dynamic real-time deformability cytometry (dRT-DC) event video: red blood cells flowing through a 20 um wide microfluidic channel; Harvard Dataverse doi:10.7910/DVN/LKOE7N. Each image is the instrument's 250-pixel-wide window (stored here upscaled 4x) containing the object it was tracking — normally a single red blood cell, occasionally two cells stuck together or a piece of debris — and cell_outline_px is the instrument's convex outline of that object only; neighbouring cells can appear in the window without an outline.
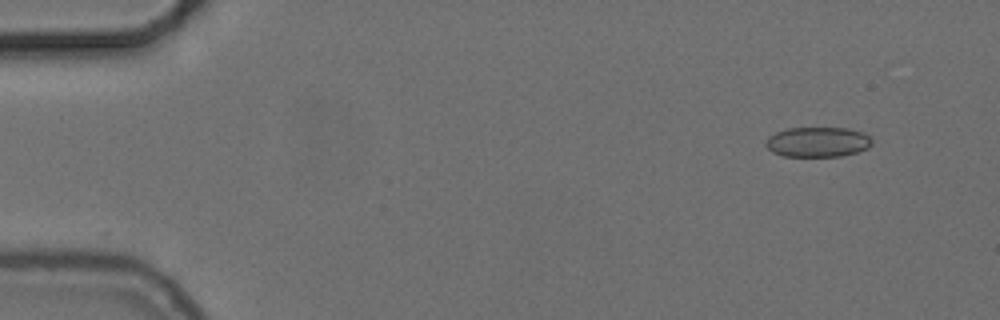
{"species": "common noctule bat (a hibernating species)", "species_latin": "Nyctalus noctula", "temperature_condition": "cold", "stored_images_in_passage": 55, "camera_frame_rate_fps": 3000, "um_per_image_px": 0.085, "animal": {"sex": "female", "body_mass_g": 24.6, "forearm_length_mm": 56.2}, "frame": {"image": 1, "passage_image": 5, "time_ms": 1.333, "image_size_px": [1000, 320], "cell_outline_px": [[872, 144], [868, 148], [856, 152], [840, 156], [784, 156], [772, 152], [764, 144], [764, 140], [768, 136], [776, 132], [788, 128], [848, 128], [864, 132], [872, 140]], "centroid_in_image_um": [69.48, 12.06], "position_along_channel_um": 15.5, "area_um2": 18.67}}
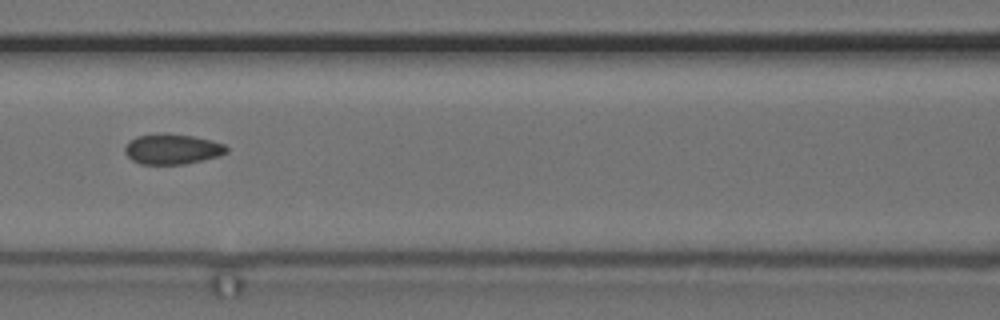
{"frame": {"image": 2, "passage_image": 25, "time_ms": 8.0, "image_size_px": [1000, 320], "cell_outline_px": [[228, 152], [220, 156], [184, 164], [140, 164], [132, 160], [124, 152], [124, 148], [136, 136], [160, 132], [192, 136], [212, 140], [224, 144], [228, 148]], "centroid_in_image_um": [14.65, 12.66], "position_along_channel_um": 151.9, "area_um2": 18.03}}
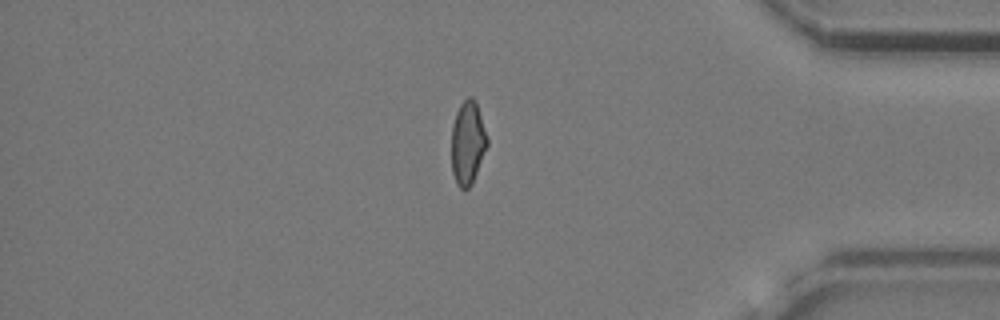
{"frame": {"image": 3, "passage_image": 47, "time_ms": 15.333, "image_size_px": [1000, 320], "cell_outline_px": [[488, 144], [472, 184], [464, 192], [456, 184], [452, 172], [452, 124], [456, 112], [460, 104], [468, 96], [472, 96], [476, 100], [488, 140]], "centroid_in_image_um": [39.75, 12.14], "position_along_channel_um": 395.5, "area_um2": 17.51}, "authors_computed_cell_mechanics": {"area_um2": 17.918, "velocity_mm_per_s": 3.7279, "shape_relaxation_time_tau1_ms": null, "shape_relaxation_time_tau2_ms": 1.7955, "deformation_change_tau1": null, "deformation_change_tau2": 0.0735}}